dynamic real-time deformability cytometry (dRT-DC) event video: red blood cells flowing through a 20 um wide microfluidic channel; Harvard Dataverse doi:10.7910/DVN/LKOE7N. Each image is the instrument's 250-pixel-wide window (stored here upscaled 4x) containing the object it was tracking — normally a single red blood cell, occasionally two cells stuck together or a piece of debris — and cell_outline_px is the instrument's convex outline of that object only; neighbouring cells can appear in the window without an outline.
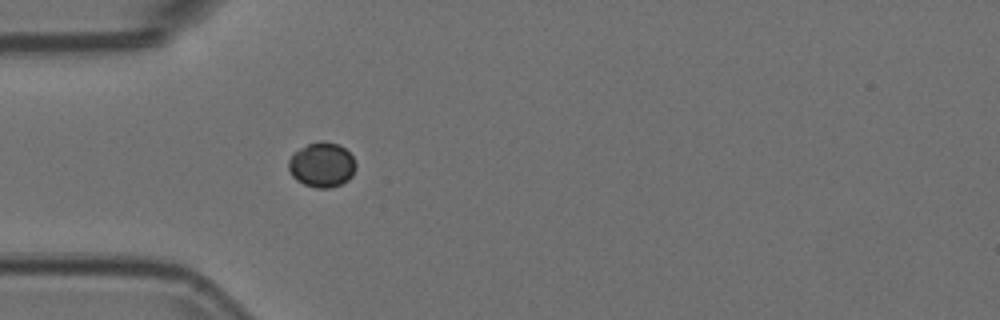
{"species": "Egyptian fruit bat (a non-hibernating species)", "species_latin": "Rousettus aegyptiacus", "temperature_condition": "room temperature", "stored_images_in_passage": 39, "camera_frame_rate_fps": 3000, "um_per_image_px": 0.085, "animal": {"sex": "female"}, "frame": {"image": 1, "passage_image": 1, "time_ms": 0.0, "image_size_px": [1000, 320], "cell_outline_px": [[356, 168], [352, 176], [348, 180], [332, 188], [316, 188], [304, 184], [296, 180], [292, 176], [288, 168], [288, 160], [292, 152], [308, 144], [324, 140], [340, 144], [352, 156], [356, 164]], "centroid_in_image_um": [27.35, 14.0], "position_along_channel_um": 57.7, "area_um2": 17.8}}
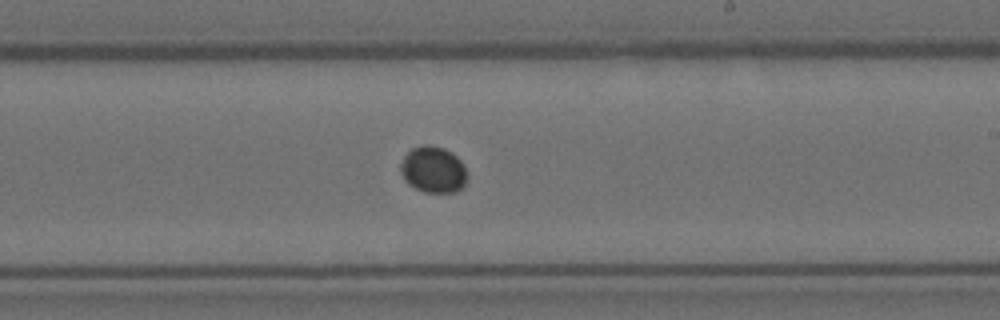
{"frame": {"image": 2, "passage_image": 17, "time_ms": 5.333, "image_size_px": [1000, 320], "cell_outline_px": [[468, 176], [464, 184], [456, 192], [424, 192], [408, 184], [404, 180], [400, 172], [400, 164], [404, 156], [412, 148], [424, 144], [444, 148], [452, 152], [460, 160]], "centroid_in_image_um": [36.8, 14.42], "position_along_channel_um": 252.2, "area_um2": 17.98}}
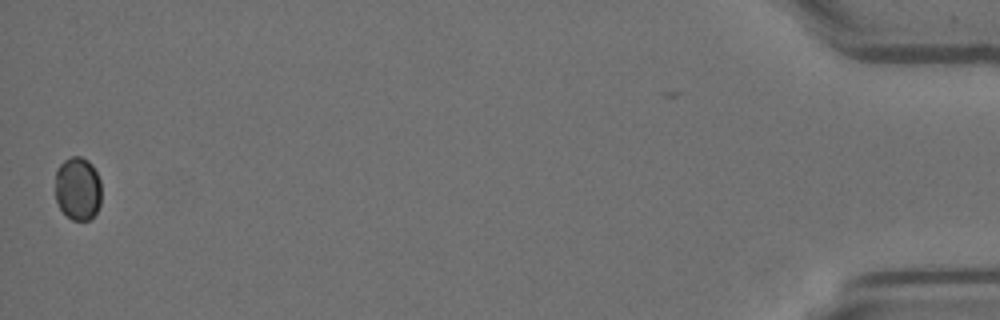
{"frame": {"image": 3, "passage_image": 39, "time_ms": 12.667, "image_size_px": [1000, 320], "cell_outline_px": [[100, 204], [96, 212], [88, 220], [72, 220], [60, 208], [56, 200], [56, 168], [64, 160], [72, 156], [80, 156], [88, 160], [92, 164], [100, 180]], "centroid_in_image_um": [6.61, 16.01], "position_along_channel_um": 428.6, "area_um2": 16.99}}